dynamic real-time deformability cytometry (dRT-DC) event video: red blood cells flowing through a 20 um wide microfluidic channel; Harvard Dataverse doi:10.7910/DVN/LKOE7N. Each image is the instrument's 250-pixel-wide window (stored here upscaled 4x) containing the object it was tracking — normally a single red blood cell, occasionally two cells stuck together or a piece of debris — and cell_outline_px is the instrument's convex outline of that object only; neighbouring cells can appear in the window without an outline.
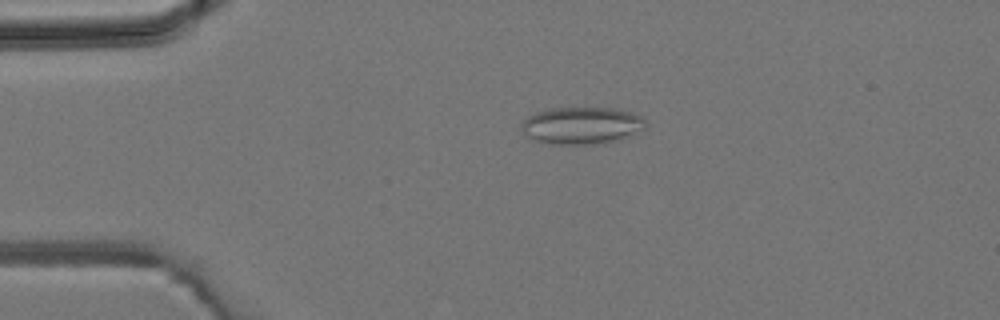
{"species": "common noctule bat (a hibernating species)", "species_latin": "Nyctalus noctula", "temperature_condition": "room temperature", "stored_images_in_passage": 40, "camera_frame_rate_fps": 3000, "um_per_image_px": 0.085, "animal": {"sex": "male", "body_mass_g": 19.2, "forearm_length_mm": 51.8}, "frame": {"image": 1, "passage_image": 5, "time_ms": 1.333, "image_size_px": [1000, 320], "cell_outline_px": [[644, 128], [632, 136], [620, 140], [604, 144], [548, 144], [528, 140], [524, 136], [520, 128], [520, 124], [528, 116], [536, 112], [548, 108], [616, 108], [632, 112], [640, 116], [644, 120]], "centroid_in_image_um": [49.39, 10.69], "position_along_channel_um": 35.6, "area_um2": 27.57}}
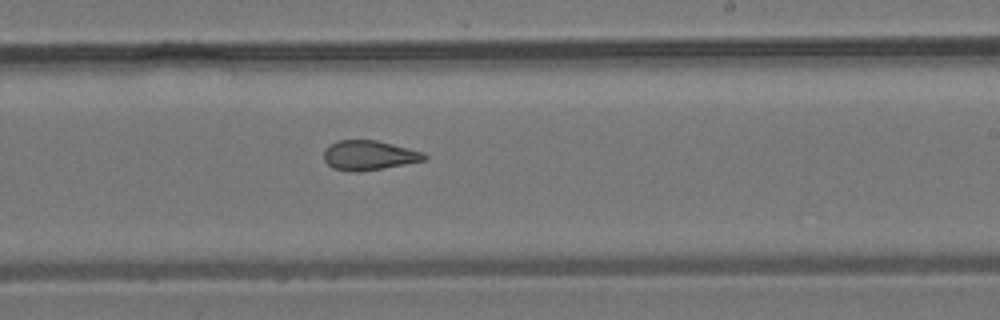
{"frame": {"image": 2, "passage_image": 22, "time_ms": 7.0, "image_size_px": [1000, 320], "cell_outline_px": [[428, 156], [424, 160], [384, 168], [356, 172], [348, 172], [332, 168], [324, 160], [324, 148], [336, 140], [376, 140], [424, 152]], "centroid_in_image_um": [31.32, 13.2], "position_along_channel_um": 257.7, "area_um2": 17.4}}
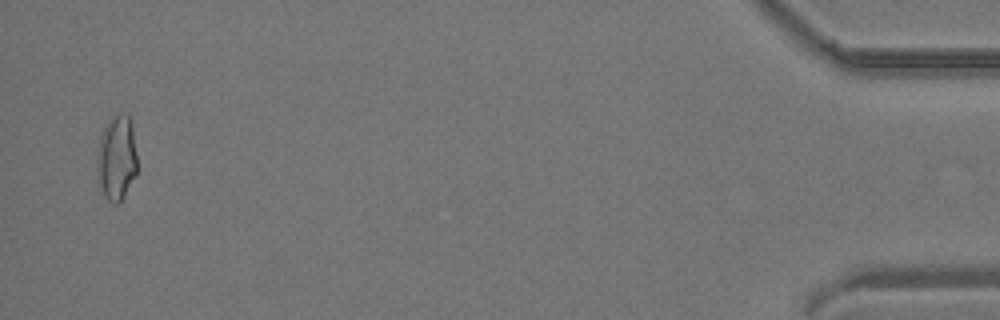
{"frame": {"image": 3, "passage_image": 39, "time_ms": 12.667, "image_size_px": [1000, 320], "cell_outline_px": [[136, 176], [124, 196], [116, 204], [112, 204], [104, 196], [100, 188], [96, 160], [96, 152], [100, 136], [108, 120], [112, 116], [128, 116], [132, 120], [136, 152]], "centroid_in_image_um": [9.91, 13.44], "position_along_channel_um": 425.3, "area_um2": 20.0}}